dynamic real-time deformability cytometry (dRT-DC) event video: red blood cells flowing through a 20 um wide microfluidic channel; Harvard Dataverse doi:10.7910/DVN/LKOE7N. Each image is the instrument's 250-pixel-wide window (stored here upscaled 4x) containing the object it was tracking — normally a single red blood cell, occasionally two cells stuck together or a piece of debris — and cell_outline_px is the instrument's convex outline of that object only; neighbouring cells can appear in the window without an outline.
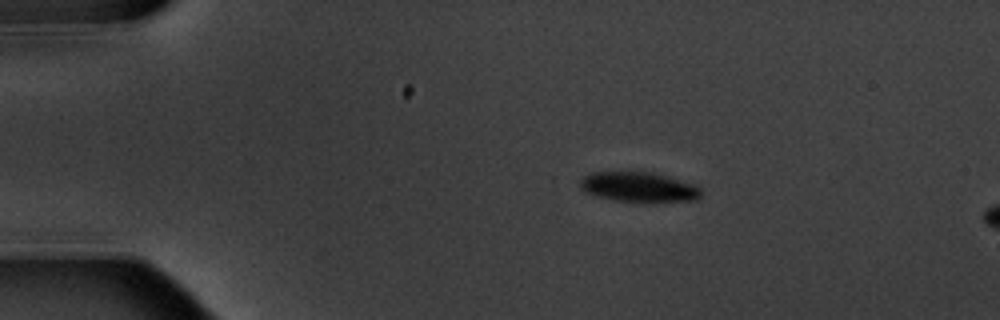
{"species": "common noctule bat (a hibernating species)", "species_latin": "Nyctalus noctula", "temperature_condition": "warm", "stored_images_in_passage": 3, "camera_frame_rate_fps": 3000, "um_per_image_px": 0.085, "animal": {"sex": "male", "body_mass_g": 20.1, "forearm_length_mm": 53.5}, "frame": {"image": 1, "passage_image": 1, "time_ms": 0.0, "image_size_px": [1000, 320], "cell_outline_px": [[700, 196], [696, 200], [612, 200], [596, 196], [580, 188], [580, 180], [584, 176], [592, 172], [652, 172], [668, 176], [696, 184], [700, 188]], "centroid_in_image_um": [54.28, 15.86], "position_along_channel_um": 30.7, "area_um2": 20.52}}